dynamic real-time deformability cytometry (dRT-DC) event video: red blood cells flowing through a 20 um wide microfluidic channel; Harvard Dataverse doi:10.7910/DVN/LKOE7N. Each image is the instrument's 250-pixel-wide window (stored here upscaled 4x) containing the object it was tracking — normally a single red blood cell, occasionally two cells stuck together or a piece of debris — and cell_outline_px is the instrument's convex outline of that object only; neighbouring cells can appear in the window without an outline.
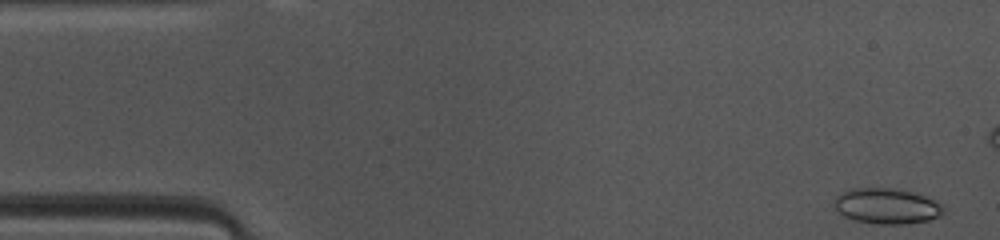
{"species": "common noctule bat (a hibernating species)", "species_latin": "Nyctalus noctula", "temperature_condition": "warm", "stored_images_in_passage": 11, "camera_frame_rate_fps": 3000, "um_per_image_px": 0.085, "animal": {"sex": "female", "body_mass_g": 10.0, "forearm_length_mm": 53.1}, "frame": {"image": 1, "passage_image": 1, "time_ms": 0.0, "image_size_px": [1000, 240], "cell_outline_px": [[944, 212], [940, 216], [928, 220], [904, 224], [880, 224], [856, 220], [844, 216], [836, 208], [836, 196], [840, 192], [852, 188], [900, 188], [924, 196], [940, 204], [944, 208]], "centroid_in_image_um": [75.38, 17.5], "position_along_channel_um": 9.6, "area_um2": 22.43}}